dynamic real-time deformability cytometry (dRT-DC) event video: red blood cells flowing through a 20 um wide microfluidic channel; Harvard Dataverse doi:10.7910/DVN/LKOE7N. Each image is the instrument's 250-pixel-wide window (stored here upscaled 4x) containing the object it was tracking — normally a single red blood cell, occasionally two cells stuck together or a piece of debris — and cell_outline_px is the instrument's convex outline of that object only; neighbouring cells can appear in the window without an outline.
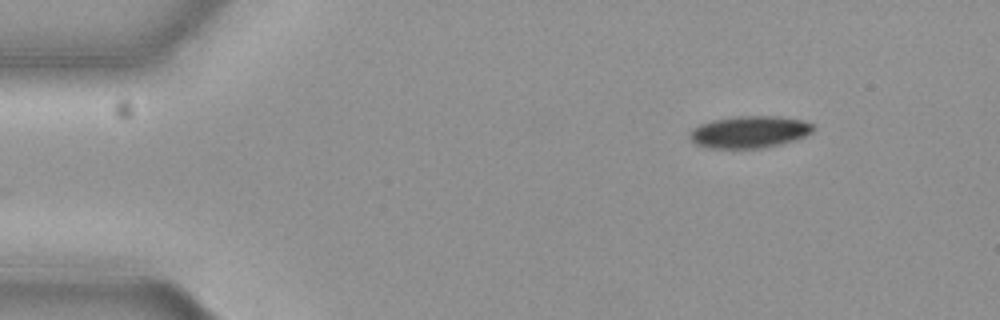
{"species": "common noctule bat (a hibernating species)", "species_latin": "Nyctalus noctula", "temperature_condition": "cold", "stored_images_in_passage": 50, "camera_frame_rate_fps": 3000, "um_per_image_px": 0.085, "animal": {"sex": "female", "body_mass_g": 19.3, "forearm_length_mm": 54.1}, "frame": {"image": 1, "passage_image": 1, "time_ms": 0.0, "image_size_px": [1000, 320], "cell_outline_px": [[816, 128], [812, 132], [796, 140], [760, 148], [708, 148], [696, 144], [688, 136], [688, 132], [692, 128], [700, 124], [712, 120], [736, 116], [780, 116], [804, 120], [812, 124]], "centroid_in_image_um": [63.69, 11.2], "position_along_channel_um": 21.3, "area_um2": 23.18}}
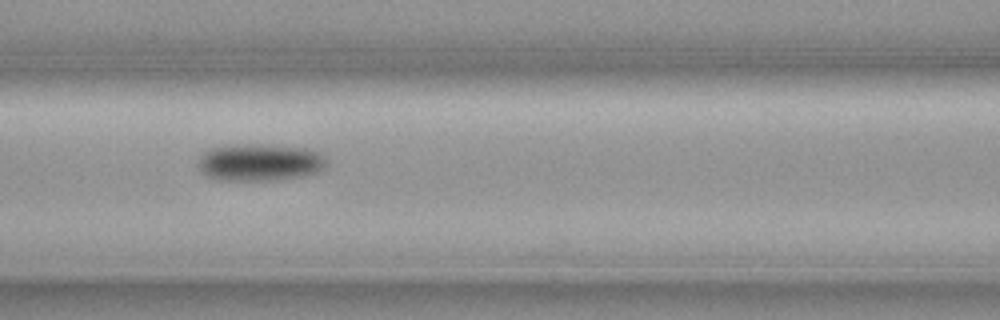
{"frame": {"image": 2, "passage_image": 18, "time_ms": 5.667, "image_size_px": [1000, 320], "cell_outline_px": [[328, 160], [324, 168], [316, 172], [300, 176], [268, 180], [216, 180], [204, 176], [200, 172], [196, 164], [200, 156], [204, 152], [212, 148], [244, 144], [264, 144], [308, 148], [320, 152]], "centroid_in_image_um": [22.05, 13.79], "position_along_channel_um": 144.6, "area_um2": 28.03}}
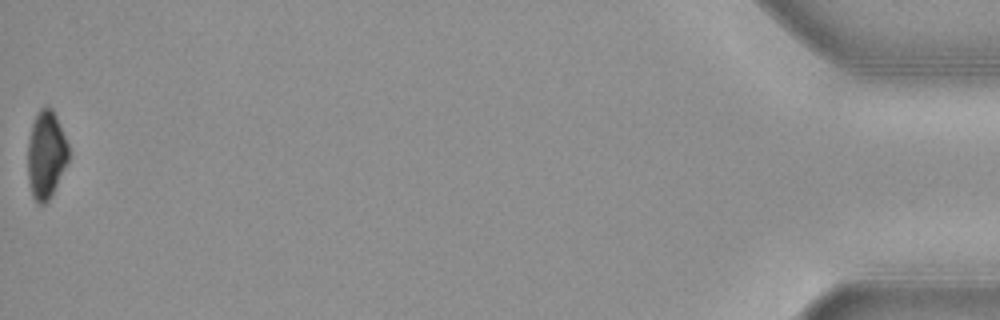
{"frame": {"image": 3, "passage_image": 50, "time_ms": 16.333, "image_size_px": [1000, 320], "cell_outline_px": [[68, 160], [48, 200], [44, 204], [36, 204], [32, 196], [28, 180], [28, 140], [32, 124], [36, 112], [40, 108], [52, 108], [56, 116], [68, 144]], "centroid_in_image_um": [3.89, 13.14], "position_along_channel_um": 431.3, "area_um2": 20.58}, "authors_computed_cell_mechanics": {"area_um2": 25.2297, "velocity_mm_per_s": 3.6926, "shape_relaxation_time_tau1_ms": 2.4242, "shape_relaxation_time_tau2_ms": null, "deformation_change_tau1": 0.0794, "deformation_change_tau2": null}}